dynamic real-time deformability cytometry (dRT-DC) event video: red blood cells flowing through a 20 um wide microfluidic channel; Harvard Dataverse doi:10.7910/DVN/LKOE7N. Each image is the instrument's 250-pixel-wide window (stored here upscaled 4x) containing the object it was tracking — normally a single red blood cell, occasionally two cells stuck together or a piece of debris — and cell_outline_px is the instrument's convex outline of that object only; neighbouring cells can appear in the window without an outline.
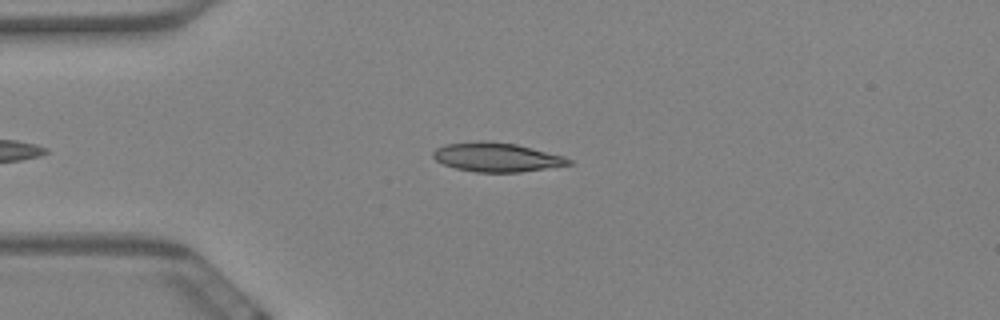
{"species": "Egyptian fruit bat (a non-hibernating species)", "species_latin": "Rousettus aegyptiacus", "temperature_condition": "warm", "stored_images_in_passage": 43, "camera_frame_rate_fps": 3000, "um_per_image_px": 0.085, "animal": {"sex": "female"}, "frame": {"image": 1, "passage_image": 4, "time_ms": 1.0, "image_size_px": [1000, 320], "cell_outline_px": [[572, 164], [520, 172], [476, 172], [456, 168], [444, 164], [436, 160], [432, 156], [432, 152], [436, 148], [448, 144], [480, 140], [484, 140], [516, 144], [564, 156], [572, 160]], "centroid_in_image_um": [42.21, 13.36], "position_along_channel_um": 42.8, "area_um2": 22.83}}
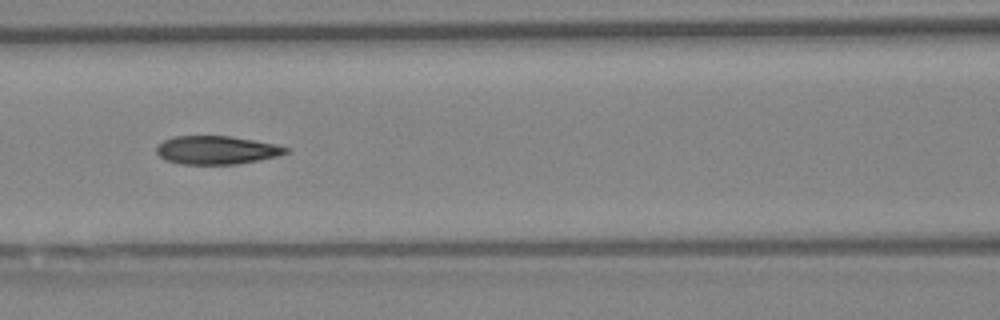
{"frame": {"image": 2, "passage_image": 15, "time_ms": 4.667, "image_size_px": [1000, 320], "cell_outline_px": [[288, 152], [276, 156], [236, 164], [180, 164], [164, 160], [156, 152], [156, 148], [164, 140], [176, 136], [228, 136], [276, 144], [288, 148]], "centroid_in_image_um": [18.37, 12.76], "position_along_channel_um": 148.2, "area_um2": 21.1}}
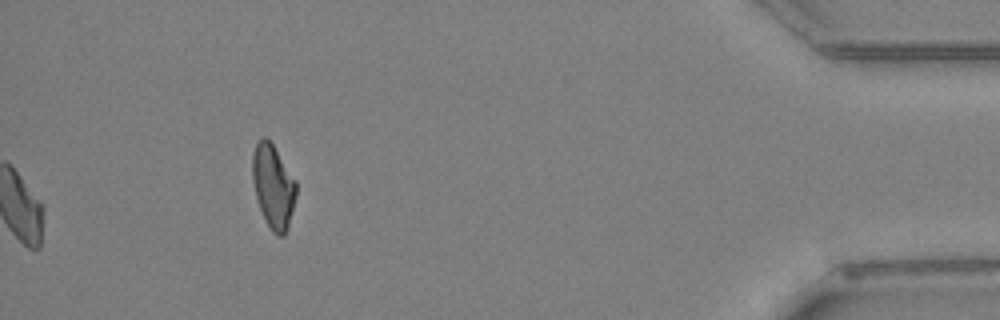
{"frame": {"image": 3, "passage_image": 43, "time_ms": 14.0, "image_size_px": [1000, 320], "cell_outline_px": [[296, 196], [288, 228], [284, 236], [276, 236], [272, 232], [260, 208], [256, 196], [252, 180], [252, 152], [256, 144], [264, 136], [272, 144], [296, 180]], "centroid_in_image_um": [23.22, 15.86], "position_along_channel_um": 412.0, "area_um2": 21.15}, "authors_computed_cell_mechanics": {"area_um2": 21.7906, "velocity_mm_per_s": 3.4878, "shape_relaxation_time_tau1_ms": null, "shape_relaxation_time_tau2_ms": 2.6595, "deformation_change_tau1": null, "deformation_change_tau2": 0.097}}